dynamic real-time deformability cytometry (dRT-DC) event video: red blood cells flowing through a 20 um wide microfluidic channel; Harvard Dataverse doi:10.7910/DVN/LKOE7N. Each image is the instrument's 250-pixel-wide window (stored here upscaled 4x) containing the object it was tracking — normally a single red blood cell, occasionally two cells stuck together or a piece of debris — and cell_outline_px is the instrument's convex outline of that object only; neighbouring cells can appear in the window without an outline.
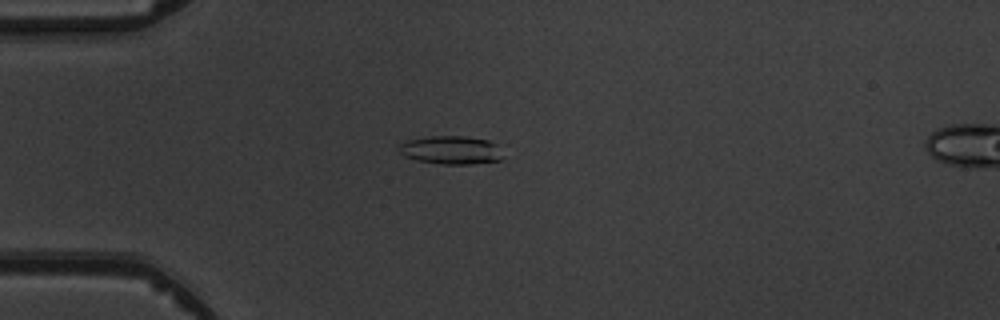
{"species": "common noctule bat (a hibernating species)", "species_latin": "Nyctalus noctula", "temperature_condition": "warm", "stored_images_in_passage": 4, "camera_frame_rate_fps": 3000, "um_per_image_px": 0.085, "animal": {"sex": "male", "body_mass_g": 19.5, "forearm_length_mm": 54.6}, "frame": {"image": 1, "passage_image": 2, "time_ms": 1.0, "image_size_px": [1000, 320], "cell_outline_px": [[504, 156], [500, 160], [468, 164], [444, 164], [416, 160], [404, 156], [400, 152], [400, 144], [408, 140], [432, 136], [464, 136], [488, 140], [496, 144]], "centroid_in_image_um": [38.36, 12.75], "position_along_channel_um": 46.6, "area_um2": 16.99}}
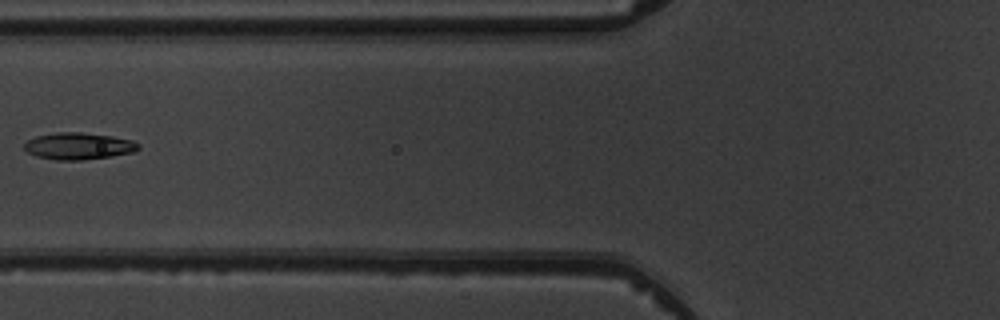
{"frame": {"image": 2, "passage_image": 4, "time_ms": 3.333, "image_size_px": [1000, 320], "cell_outline_px": [[140, 148], [136, 152], [80, 160], [56, 160], [36, 156], [28, 152], [24, 148], [24, 144], [28, 140], [36, 136], [56, 132], [80, 132], [112, 136], [132, 140], [140, 144]], "centroid_in_image_um": [6.69, 12.41], "position_along_channel_um": 119.1, "area_um2": 17.8}}